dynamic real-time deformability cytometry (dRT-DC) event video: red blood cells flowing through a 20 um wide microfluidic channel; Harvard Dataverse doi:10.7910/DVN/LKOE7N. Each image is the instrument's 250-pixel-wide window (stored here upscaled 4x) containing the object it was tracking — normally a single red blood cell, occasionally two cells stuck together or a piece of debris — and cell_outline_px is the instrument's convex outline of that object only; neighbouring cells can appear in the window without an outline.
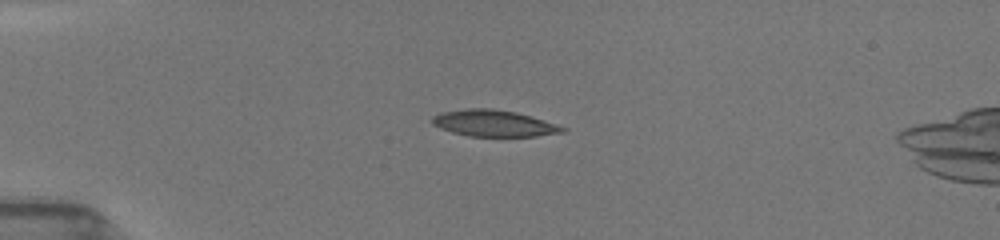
{"species": "common noctule bat (a hibernating species)", "species_latin": "Nyctalus noctula", "temperature_condition": "room temperature", "stored_images_in_passage": 39, "camera_frame_rate_fps": 3000, "um_per_image_px": 0.085, "animal": {"sex": "female", "body_mass_g": 19.5, "forearm_length_mm": 54.1}, "frame": {"image": 1, "passage_image": 1, "time_ms": 0.0, "image_size_px": [1000, 240], "cell_outline_px": [[568, 128], [564, 132], [536, 136], [468, 136], [452, 132], [440, 128], [432, 124], [432, 116], [440, 112], [468, 108], [492, 108], [516, 112], [544, 120]], "centroid_in_image_um": [41.96, 10.47], "position_along_channel_um": 43.0, "area_um2": 20.11}}
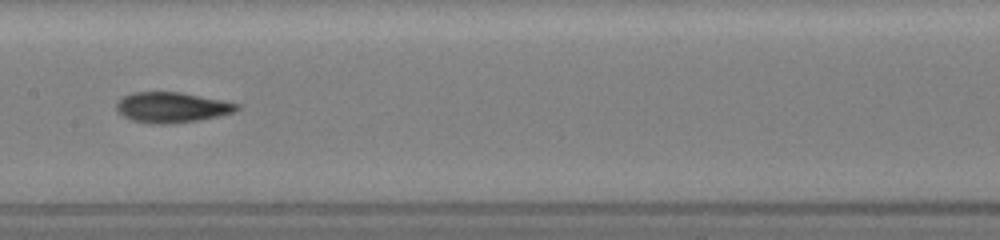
{"frame": {"image": 2, "passage_image": 15, "time_ms": 4.667, "image_size_px": [1000, 240], "cell_outline_px": [[240, 108], [232, 112], [200, 120], [168, 124], [152, 124], [132, 120], [124, 116], [116, 108], [116, 104], [124, 96], [132, 92], [180, 92], [240, 104]], "centroid_in_image_um": [14.59, 9.13], "position_along_channel_um": 192.8, "area_um2": 21.04}}
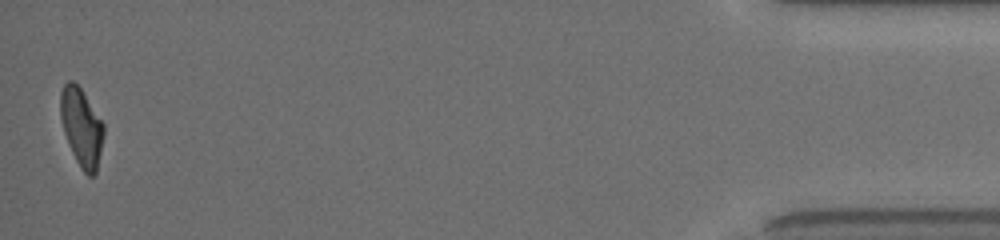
{"frame": {"image": 3, "passage_image": 39, "time_ms": 12.667, "image_size_px": [1000, 240], "cell_outline_px": [[104, 136], [96, 172], [92, 176], [88, 176], [80, 168], [68, 144], [64, 132], [60, 116], [60, 92], [64, 84], [68, 80], [72, 80], [80, 88], [104, 124]], "centroid_in_image_um": [6.92, 10.82], "position_along_channel_um": 428.3, "area_um2": 19.59}, "authors_computed_cell_mechanics": {"area_um2": 20.5768, "velocity_mm_per_s": 3.9634, "shape_relaxation_time_tau1_ms": 3.7941, "shape_relaxation_time_tau2_ms": 2.6189, "deformation_change_tau1": 0.1824, "deformation_change_tau2": 0.1064}}